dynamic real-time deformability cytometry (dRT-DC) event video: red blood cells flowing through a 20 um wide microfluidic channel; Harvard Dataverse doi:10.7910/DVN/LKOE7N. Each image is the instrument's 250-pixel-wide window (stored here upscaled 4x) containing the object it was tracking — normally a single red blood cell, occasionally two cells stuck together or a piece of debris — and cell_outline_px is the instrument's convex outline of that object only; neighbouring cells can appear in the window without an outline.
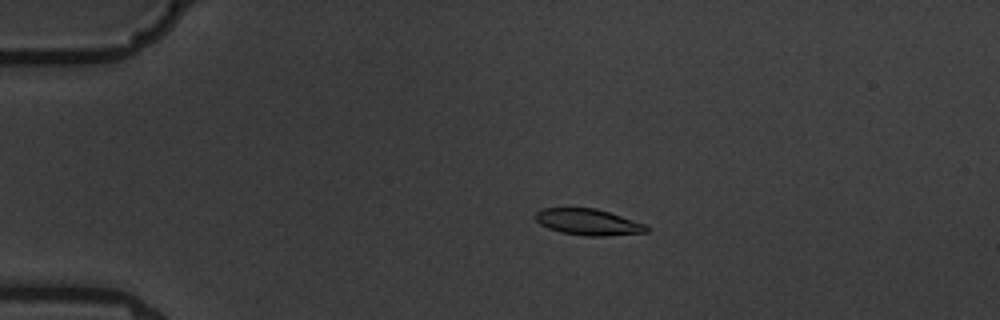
{"species": "common noctule bat (a hibernating species)", "species_latin": "Nyctalus noctula", "temperature_condition": "warm", "stored_images_in_passage": 6, "camera_frame_rate_fps": 3000, "um_per_image_px": 0.085, "animal": {"sex": "male", "body_mass_g": 19.5, "forearm_length_mm": 54.6}, "frame": {"image": 1, "passage_image": 5, "time_ms": 4.333, "image_size_px": [1000, 320], "cell_outline_px": [[652, 228], [648, 232], [604, 236], [584, 236], [560, 232], [548, 228], [540, 224], [536, 220], [536, 212], [540, 208], [596, 208], [648, 224]], "centroid_in_image_um": [50.05, 18.88], "position_along_channel_um": 34.9, "area_um2": 17.22}}